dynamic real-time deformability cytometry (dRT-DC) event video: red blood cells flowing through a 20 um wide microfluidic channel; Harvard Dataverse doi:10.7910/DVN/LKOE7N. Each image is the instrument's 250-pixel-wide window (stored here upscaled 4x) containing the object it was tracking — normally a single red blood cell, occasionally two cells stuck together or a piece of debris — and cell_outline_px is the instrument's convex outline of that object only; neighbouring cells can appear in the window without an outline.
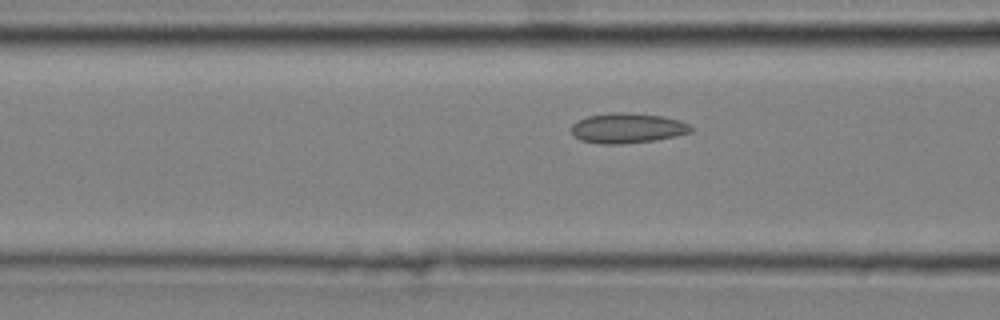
{"species": "common noctule bat (a hibernating species)", "species_latin": "Nyctalus noctula", "temperature_condition": "cold", "stored_images_in_passage": 12, "camera_frame_rate_fps": 3000, "um_per_image_px": 0.085, "animal": {"sex": "male", "body_mass_g": 20.4}, "frame": {"image": 1, "passage_image": 10, "time_ms": 3.0, "image_size_px": [1000, 320], "cell_outline_px": [[692, 132], [676, 136], [656, 140], [620, 144], [600, 144], [580, 140], [572, 132], [572, 124], [588, 116], [608, 112], [620, 112], [660, 116], [680, 120], [688, 124], [692, 128]], "centroid_in_image_um": [53.34, 10.89], "position_along_channel_um": 113.3, "area_um2": 20.81}}